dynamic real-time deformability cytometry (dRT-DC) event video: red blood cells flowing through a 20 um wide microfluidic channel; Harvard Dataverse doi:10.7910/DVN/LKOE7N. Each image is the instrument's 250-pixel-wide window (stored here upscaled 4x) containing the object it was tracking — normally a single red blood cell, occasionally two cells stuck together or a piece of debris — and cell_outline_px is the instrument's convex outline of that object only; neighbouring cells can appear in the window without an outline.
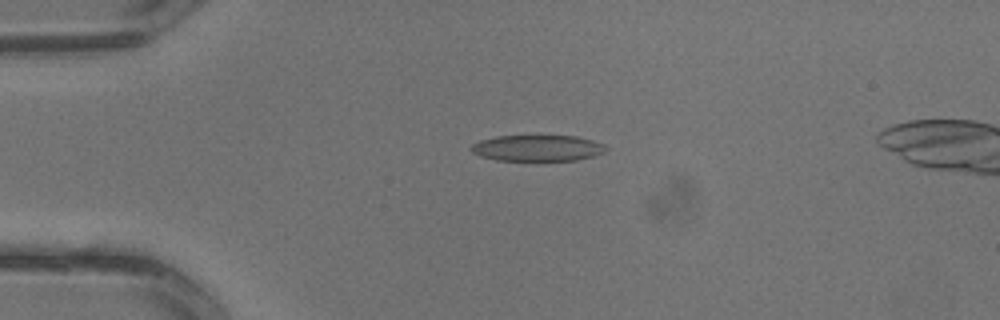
{"species": "common noctule bat (a hibernating species)", "species_latin": "Nyctalus noctula", "temperature_condition": "warm", "stored_images_in_passage": 2, "camera_frame_rate_fps": 3000, "um_per_image_px": 0.085, "animal": {"sex": "male", "body_mass_g": 13.3}, "frame": {"image": 1, "passage_image": 1, "time_ms": 0.0, "image_size_px": [1000, 320], "cell_outline_px": [[608, 148], [604, 152], [592, 156], [576, 160], [496, 160], [480, 156], [472, 152], [468, 148], [472, 144], [480, 140], [496, 136], [576, 136], [592, 140], [604, 144]], "centroid_in_image_um": [45.66, 12.58], "position_along_channel_um": 39.3, "area_um2": 20.46}}